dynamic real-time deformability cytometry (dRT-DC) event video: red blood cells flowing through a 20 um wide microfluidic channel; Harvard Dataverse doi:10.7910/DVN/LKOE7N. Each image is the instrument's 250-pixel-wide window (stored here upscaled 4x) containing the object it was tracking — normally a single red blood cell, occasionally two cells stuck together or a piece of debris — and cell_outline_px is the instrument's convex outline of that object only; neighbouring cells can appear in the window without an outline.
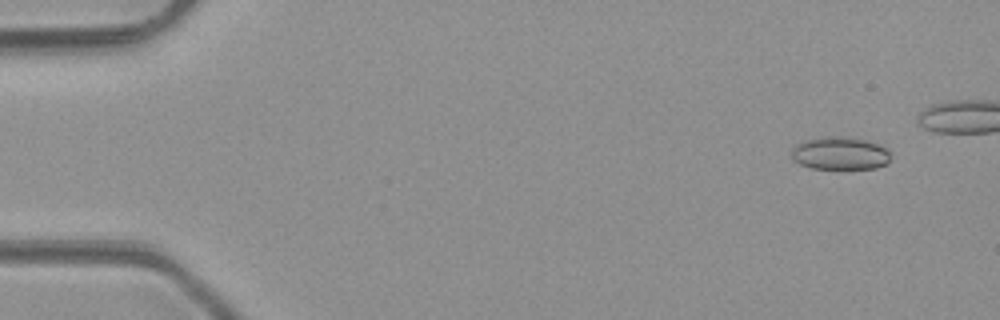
{"species": "common noctule bat (a hibernating species)", "species_latin": "Nyctalus noctula", "temperature_condition": "room temperature", "stored_images_in_passage": 5, "camera_frame_rate_fps": 3000, "um_per_image_px": 0.085, "animal": {"sex": "male", "body_mass_g": 23.1, "forearm_length_mm": 52.7}, "frame": {"image": 1, "passage_image": 1, "time_ms": 0.0, "image_size_px": [1000, 320], "cell_outline_px": [[888, 164], [876, 168], [812, 168], [800, 164], [792, 160], [792, 148], [796, 144], [804, 140], [820, 136], [844, 136], [864, 140], [880, 144], [888, 148]], "centroid_in_image_um": [71.38, 13.01], "position_along_channel_um": 13.6, "area_um2": 19.07}}